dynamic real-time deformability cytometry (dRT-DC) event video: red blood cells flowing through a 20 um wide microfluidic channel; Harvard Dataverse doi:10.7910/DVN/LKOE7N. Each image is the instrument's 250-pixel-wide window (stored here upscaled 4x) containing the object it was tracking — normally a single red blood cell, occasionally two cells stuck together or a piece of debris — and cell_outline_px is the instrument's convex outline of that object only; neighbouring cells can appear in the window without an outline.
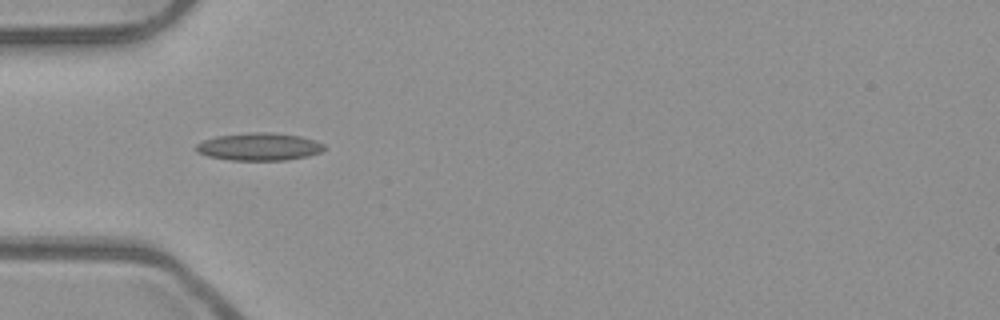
{"species": "common noctule bat (a hibernating species)", "species_latin": "Nyctalus noctula", "temperature_condition": "room temperature", "stored_images_in_passage": 37, "camera_frame_rate_fps": 3000, "um_per_image_px": 0.085, "animal": {"sex": "male", "body_mass_g": 23.1, "forearm_length_mm": 52.7}, "frame": {"image": 1, "passage_image": 1, "time_ms": 0.0, "image_size_px": [1000, 320], "cell_outline_px": [[324, 148], [320, 152], [308, 156], [284, 160], [232, 160], [208, 156], [196, 152], [196, 144], [204, 140], [216, 136], [248, 132], [276, 132], [300, 136], [316, 140], [324, 144]], "centroid_in_image_um": [22.03, 12.46], "position_along_channel_um": 63.0, "area_um2": 20.69}}
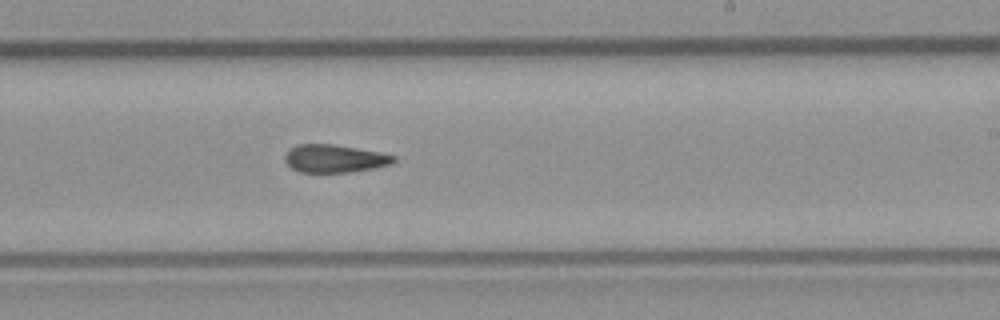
{"frame": {"image": 2, "passage_image": 16, "time_ms": 5.0, "image_size_px": [1000, 320], "cell_outline_px": [[396, 160], [392, 164], [352, 172], [300, 172], [292, 168], [284, 160], [284, 156], [288, 148], [296, 144], [332, 144], [380, 152], [396, 156]], "centroid_in_image_um": [28.41, 13.47], "position_along_channel_um": 260.6, "area_um2": 17.74}}
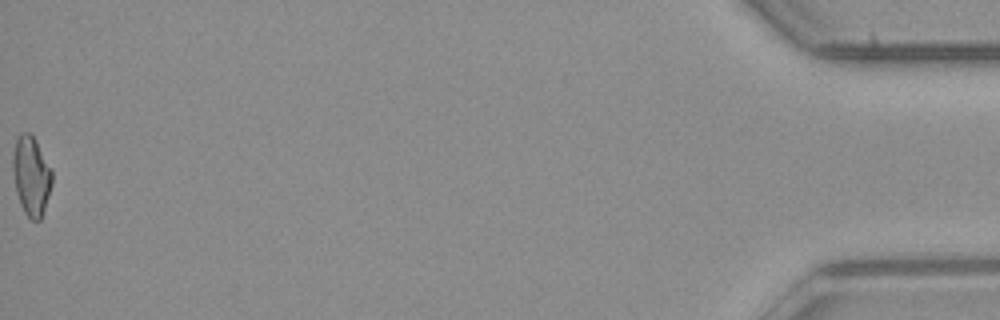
{"frame": {"image": 3, "passage_image": 37, "time_ms": 12.0, "image_size_px": [1000, 320], "cell_outline_px": [[52, 184], [40, 220], [32, 220], [24, 212], [20, 204], [16, 192], [12, 168], [12, 156], [16, 140], [20, 132], [28, 132], [32, 136], [52, 168]], "centroid_in_image_um": [2.64, 14.94], "position_along_channel_um": 432.6, "area_um2": 17.98}, "authors_computed_cell_mechanics": {"area_um2": 18.1492, "velocity_mm_per_s": 3.9564, "shape_relaxation_time_tau1_ms": null, "shape_relaxation_time_tau2_ms": 8.7976, "deformation_change_tau1": null, "deformation_change_tau2": 0.2158}}